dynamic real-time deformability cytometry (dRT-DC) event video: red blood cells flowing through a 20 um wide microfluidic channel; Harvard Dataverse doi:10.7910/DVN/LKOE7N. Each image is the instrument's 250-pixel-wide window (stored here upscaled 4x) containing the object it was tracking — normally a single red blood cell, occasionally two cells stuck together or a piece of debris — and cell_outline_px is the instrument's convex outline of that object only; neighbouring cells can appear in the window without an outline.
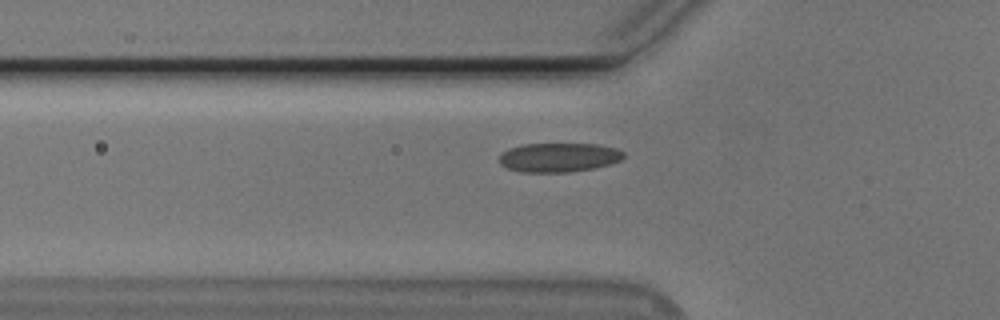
{"species": "Egyptian fruit bat (a non-hibernating species)", "species_latin": "Rousettus aegyptiacus", "temperature_condition": "cold", "stored_images_in_passage": 32, "camera_frame_rate_fps": 3000, "um_per_image_px": 0.085, "animal": {"sex": "male"}, "frame": {"image": 1, "passage_image": 2, "time_ms": 0.333, "image_size_px": [1000, 320], "cell_outline_px": [[624, 156], [620, 160], [608, 164], [592, 168], [568, 172], [524, 172], [508, 168], [500, 164], [500, 156], [508, 148], [524, 144], [596, 144], [616, 148], [624, 152]], "centroid_in_image_um": [47.49, 13.37], "position_along_channel_um": 78.3, "area_um2": 20.87}}
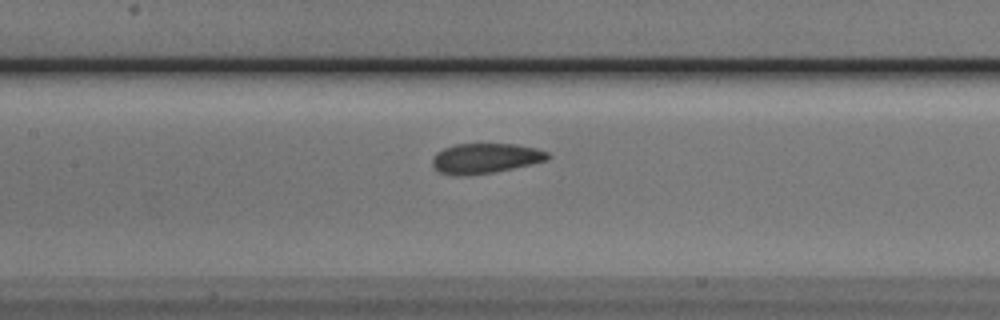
{"frame": {"image": 2, "passage_image": 9, "time_ms": 2.667, "image_size_px": [1000, 320], "cell_outline_px": [[552, 156], [548, 160], [532, 164], [492, 172], [440, 172], [432, 164], [432, 156], [436, 152], [444, 148], [456, 144], [516, 144], [536, 148], [548, 152]], "centroid_in_image_um": [41.35, 13.39], "position_along_channel_um": 166.1, "area_um2": 19.42}}
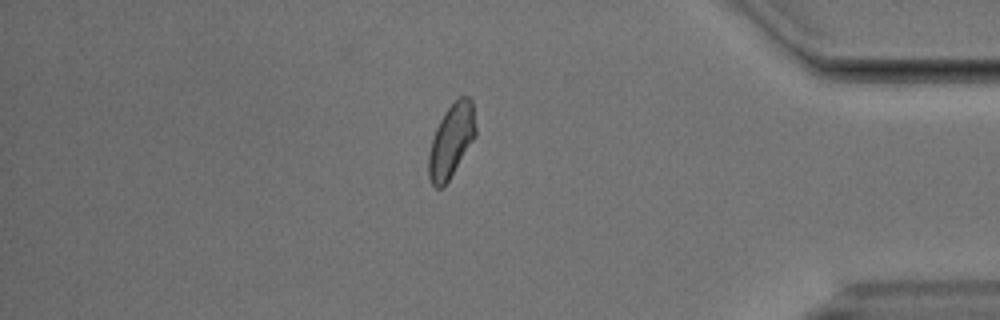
{"frame": {"image": 3, "passage_image": 30, "time_ms": 9.667, "image_size_px": [1000, 320], "cell_outline_px": [[476, 136], [448, 180], [440, 188], [436, 188], [432, 184], [428, 176], [428, 152], [436, 128], [440, 120], [448, 108], [460, 96], [468, 96], [472, 100], [476, 128]], "centroid_in_image_um": [38.36, 11.95], "position_along_channel_um": 396.8, "area_um2": 19.83}}